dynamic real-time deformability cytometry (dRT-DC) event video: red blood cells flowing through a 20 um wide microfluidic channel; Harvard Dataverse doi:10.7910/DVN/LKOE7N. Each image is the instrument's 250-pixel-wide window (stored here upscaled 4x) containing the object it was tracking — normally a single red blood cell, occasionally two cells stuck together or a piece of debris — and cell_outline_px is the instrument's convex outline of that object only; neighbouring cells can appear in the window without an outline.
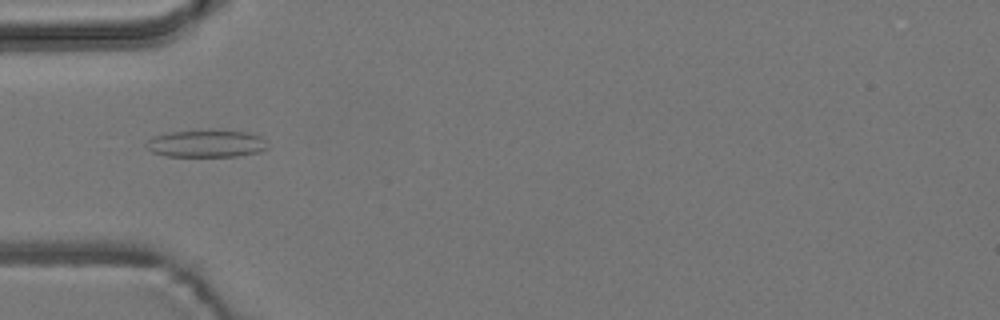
{"species": "common noctule bat (a hibernating species)", "species_latin": "Nyctalus noctula", "temperature_condition": "room temperature", "stored_images_in_passage": 2, "camera_frame_rate_fps": 3000, "um_per_image_px": 0.085, "animal": {"sex": "male", "body_mass_g": 19.2, "forearm_length_mm": 51.8}, "frame": {"image": 1, "passage_image": 1, "time_ms": 0.0, "image_size_px": [1000, 320], "cell_outline_px": [[268, 148], [260, 152], [236, 156], [164, 156], [152, 152], [144, 144], [152, 136], [168, 132], [212, 128], [248, 132], [260, 136], [264, 140]], "centroid_in_image_um": [17.52, 12.17], "position_along_channel_um": 67.5, "area_um2": 19.94}}
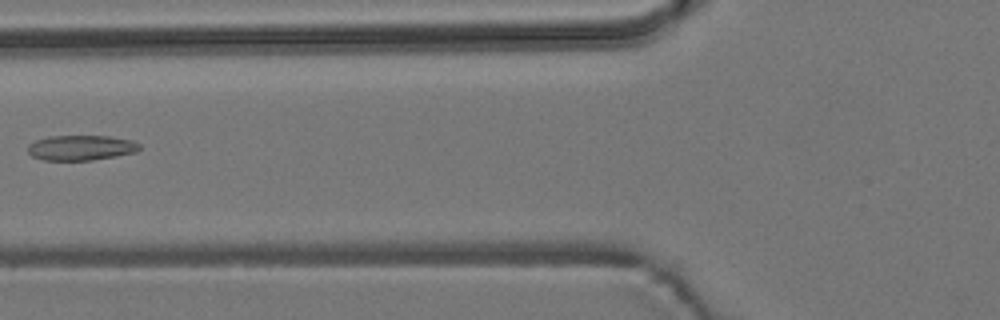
{"frame": {"image": 2, "passage_image": 2, "time_ms": 1.333, "image_size_px": [1000, 320], "cell_outline_px": [[140, 148], [136, 152], [116, 156], [92, 160], [44, 160], [32, 156], [28, 152], [28, 144], [36, 140], [48, 136], [108, 136], [132, 140], [140, 144]], "centroid_in_image_um": [6.88, 12.55], "position_along_channel_um": 118.9, "area_um2": 16.36}}